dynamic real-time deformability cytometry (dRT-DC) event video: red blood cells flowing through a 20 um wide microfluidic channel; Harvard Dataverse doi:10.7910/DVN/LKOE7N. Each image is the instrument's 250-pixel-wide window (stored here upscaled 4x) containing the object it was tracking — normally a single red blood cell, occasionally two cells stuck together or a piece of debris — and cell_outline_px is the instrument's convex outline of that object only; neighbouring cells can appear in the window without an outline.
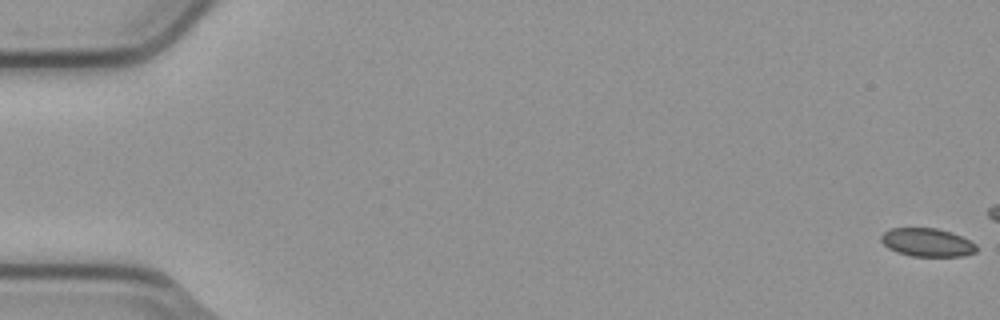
{"species": "common noctule bat (a hibernating species)", "species_latin": "Nyctalus noctula", "temperature_condition": "cold", "stored_images_in_passage": 4, "camera_frame_rate_fps": 3000, "um_per_image_px": 0.085, "animal": {"sex": "male", "body_mass_g": 23.1, "forearm_length_mm": 52.7}, "frame": {"image": 1, "passage_image": 1, "time_ms": 0.0, "image_size_px": [1000, 320], "cell_outline_px": [[976, 252], [964, 256], [912, 256], [896, 252], [888, 248], [880, 240], [880, 236], [884, 232], [892, 228], [936, 228], [952, 232], [976, 244]], "centroid_in_image_um": [78.79, 20.61], "position_along_channel_um": 6.2, "area_um2": 15.72}}